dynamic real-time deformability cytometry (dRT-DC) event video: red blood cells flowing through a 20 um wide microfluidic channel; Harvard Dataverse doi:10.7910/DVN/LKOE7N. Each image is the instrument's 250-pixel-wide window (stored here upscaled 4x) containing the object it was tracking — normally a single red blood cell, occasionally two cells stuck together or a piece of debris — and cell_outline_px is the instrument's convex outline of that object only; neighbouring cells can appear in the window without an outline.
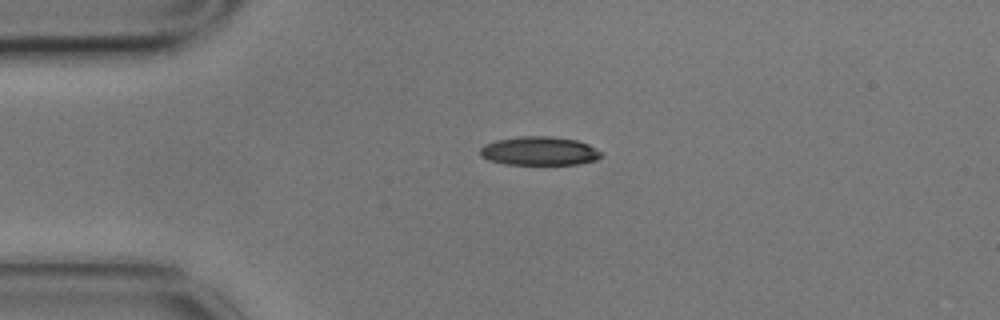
{"species": "common noctule bat (a hibernating species)", "species_latin": "Nyctalus noctula", "temperature_condition": "cold", "stored_images_in_passage": 3, "camera_frame_rate_fps": 3000, "um_per_image_px": 0.085, "animal": {"sex": "male", "body_mass_g": 17.9}, "frame": {"image": 1, "passage_image": 1, "time_ms": 0.0, "image_size_px": [1000, 320], "cell_outline_px": [[604, 152], [596, 160], [576, 164], [504, 164], [488, 160], [480, 156], [480, 148], [484, 144], [496, 140], [524, 136], [552, 136], [576, 140], [588, 144]], "centroid_in_image_um": [45.84, 12.83], "position_along_channel_um": 39.2, "area_um2": 20.29}}